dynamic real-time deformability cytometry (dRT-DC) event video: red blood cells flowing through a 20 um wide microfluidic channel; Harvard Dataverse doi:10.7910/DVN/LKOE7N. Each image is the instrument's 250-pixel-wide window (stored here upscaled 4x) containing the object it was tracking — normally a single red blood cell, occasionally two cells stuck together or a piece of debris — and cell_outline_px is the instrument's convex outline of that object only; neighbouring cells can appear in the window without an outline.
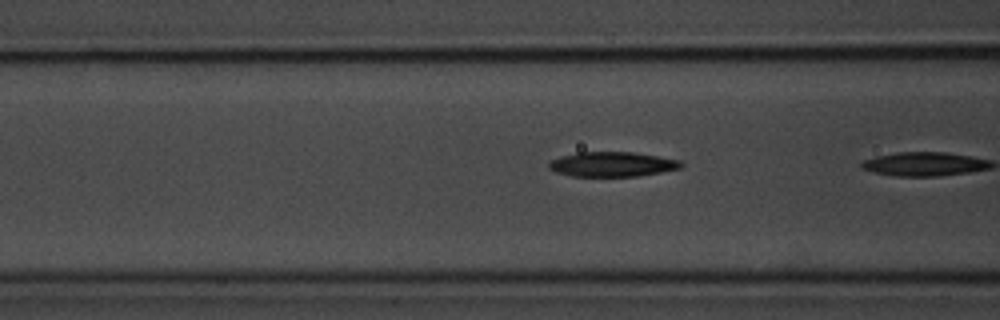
{"species": "common noctule bat (a hibernating species)", "species_latin": "Nyctalus noctula", "temperature_condition": "room temperature", "stored_images_in_passage": 6, "segment_of_instrument_passage": [2, 2], "camera_frame_rate_fps": 3000, "um_per_image_px": 0.085, "animal": {"sex": "male", "body_mass_g": 20.1, "forearm_length_mm": 53.5}, "frame": {"image": 1, "passage_image": 6, "time_ms": 6.0, "image_size_px": [1000, 320], "cell_outline_px": [[684, 164], [680, 168], [660, 172], [636, 176], [572, 176], [556, 172], [548, 168], [548, 164], [552, 160], [560, 156], [576, 152], [632, 152], [680, 160]], "centroid_in_image_um": [52.01, 13.96], "position_along_channel_um": 114.6, "area_um2": 18.96}}